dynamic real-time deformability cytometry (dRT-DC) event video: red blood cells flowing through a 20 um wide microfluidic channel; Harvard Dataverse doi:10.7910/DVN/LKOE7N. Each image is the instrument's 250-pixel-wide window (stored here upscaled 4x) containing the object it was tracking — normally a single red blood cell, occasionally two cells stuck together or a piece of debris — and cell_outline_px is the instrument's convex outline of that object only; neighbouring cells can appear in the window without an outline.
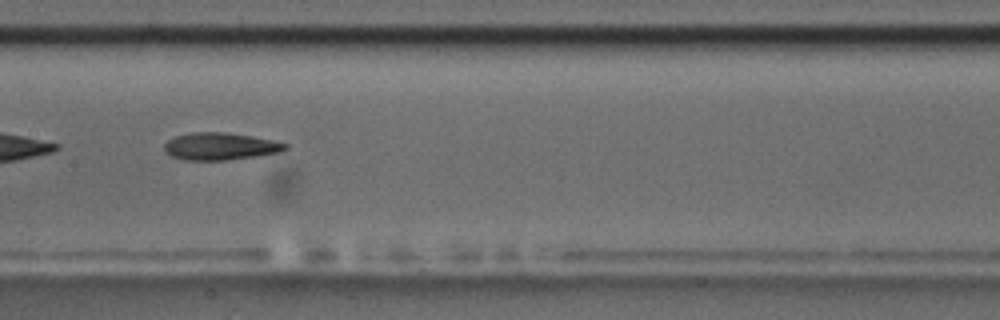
{"species": "common noctule bat (a hibernating species)", "species_latin": "Nyctalus noctula", "temperature_condition": "room temperature", "stored_images_in_passage": 6, "camera_frame_rate_fps": 3000, "um_per_image_px": 0.085, "animal": {"sex": "male", "body_mass_g": 17.5, "forearm_length_mm": 52.3}, "frame": {"image": 1, "passage_image": 4, "time_ms": 3.667, "image_size_px": [1000, 320], "cell_outline_px": [[288, 148], [280, 152], [256, 156], [224, 160], [184, 160], [172, 156], [164, 152], [164, 144], [168, 140], [176, 136], [192, 132], [228, 132], [252, 136], [272, 140], [288, 144]], "centroid_in_image_um": [18.71, 12.43], "position_along_channel_um": 188.7, "area_um2": 19.25}}
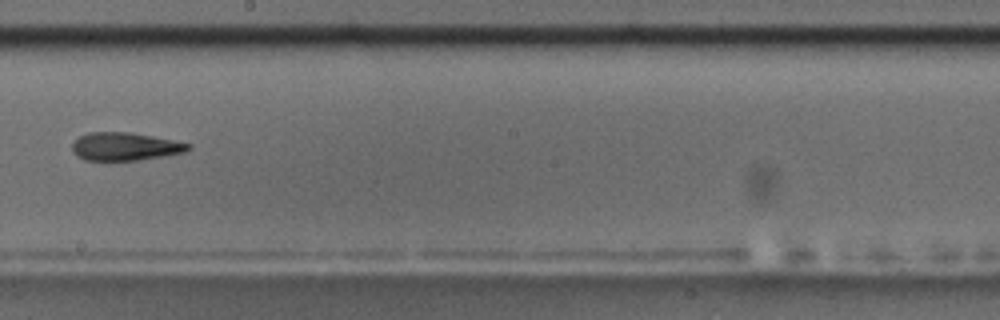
{"frame": {"image": 2, "passage_image": 5, "time_ms": 5.0, "image_size_px": [1000, 320], "cell_outline_px": [[192, 148], [184, 152], [136, 160], [84, 160], [76, 156], [72, 152], [72, 144], [80, 136], [88, 132], [128, 132], [152, 136], [192, 144]], "centroid_in_image_um": [10.59, 12.45], "position_along_channel_um": 237.6, "area_um2": 18.79}}
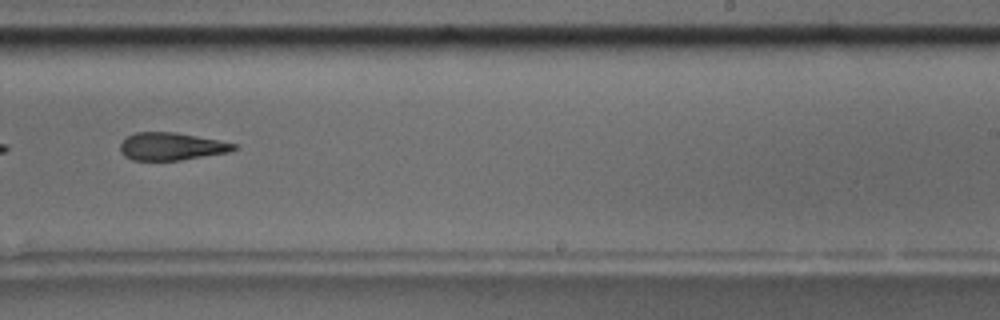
{"frame": {"image": 3, "passage_image": 6, "time_ms": 6.0, "image_size_px": [1000, 320], "cell_outline_px": [[236, 148], [232, 152], [180, 160], [132, 160], [124, 156], [120, 152], [120, 144], [128, 136], [136, 132], [176, 132], [220, 140], [236, 144]], "centroid_in_image_um": [14.58, 12.45], "position_along_channel_um": 274.4, "area_um2": 18.38}}